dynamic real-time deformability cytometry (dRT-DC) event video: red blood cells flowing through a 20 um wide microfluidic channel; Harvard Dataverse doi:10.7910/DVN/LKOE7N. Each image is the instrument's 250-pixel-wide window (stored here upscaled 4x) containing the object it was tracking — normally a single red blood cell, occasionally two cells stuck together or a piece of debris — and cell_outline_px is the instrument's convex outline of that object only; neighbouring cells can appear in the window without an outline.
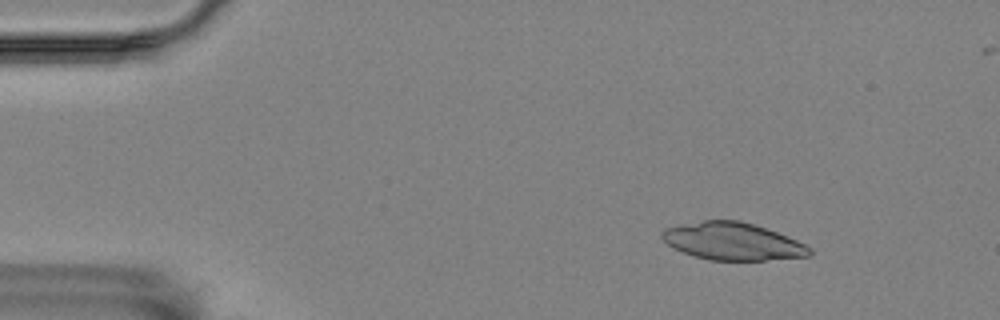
{"species": "Egyptian fruit bat (a non-hibernating species)", "species_latin": "Rousettus aegyptiacus", "temperature_condition": "room temperature", "stored_images_in_passage": 56, "camera_frame_rate_fps": 3000, "um_per_image_px": 0.085, "animal": {"sex": "female"}, "frame": {"image": 1, "passage_image": 6, "time_ms": 1.667, "image_size_px": [1000, 320], "cell_outline_px": [[812, 256], [764, 260], [708, 260], [692, 256], [672, 248], [660, 236], [660, 232], [664, 228], [704, 220], [740, 220], [776, 232], [796, 240], [812, 248]], "centroid_in_image_um": [62.24, 20.52], "position_along_channel_um": 22.8, "area_um2": 32.19}}